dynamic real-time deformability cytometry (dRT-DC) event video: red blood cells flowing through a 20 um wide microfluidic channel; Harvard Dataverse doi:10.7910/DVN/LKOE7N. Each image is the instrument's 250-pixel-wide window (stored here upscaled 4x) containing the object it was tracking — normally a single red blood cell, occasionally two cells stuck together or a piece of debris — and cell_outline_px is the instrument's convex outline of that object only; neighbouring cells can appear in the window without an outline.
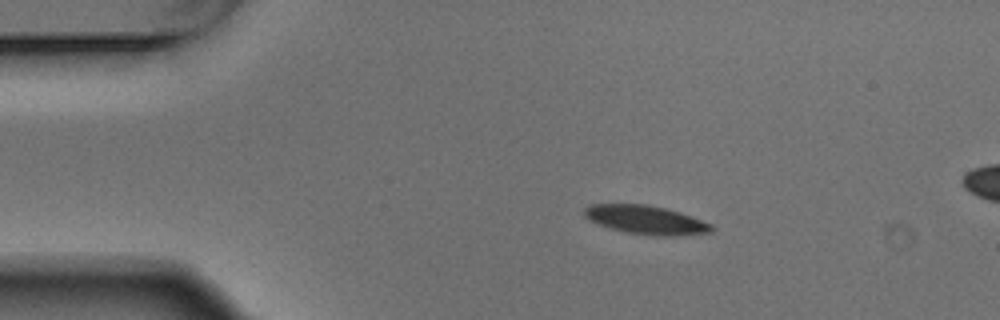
{"species": "Egyptian fruit bat (a non-hibernating species)", "species_latin": "Rousettus aegyptiacus", "temperature_condition": "warm", "stored_images_in_passage": 5, "camera_frame_rate_fps": 3000, "um_per_image_px": 0.085, "animal": {"sex": "male"}, "frame": {"image": 1, "passage_image": 1, "time_ms": 0.0, "image_size_px": [1000, 320], "cell_outline_px": [[712, 232], [672, 236], [652, 236], [628, 232], [612, 228], [600, 224], [584, 216], [584, 208], [588, 204], [648, 204], [680, 212], [712, 224]], "centroid_in_image_um": [54.91, 18.68], "position_along_channel_um": 30.1, "area_um2": 21.04}}
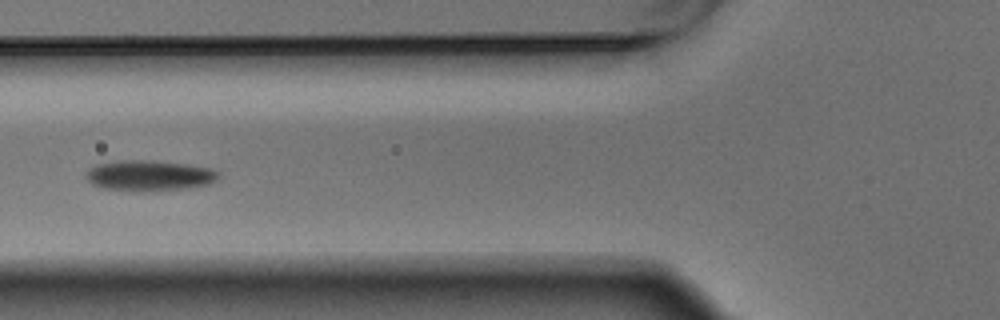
{"frame": {"image": 2, "passage_image": 4, "time_ms": 1.0, "image_size_px": [1000, 320], "cell_outline_px": [[220, 176], [216, 180], [208, 184], [188, 188], [140, 192], [136, 192], [104, 188], [92, 184], [88, 180], [88, 168], [96, 164], [120, 160], [152, 160], [188, 164], [212, 168], [220, 172]], "centroid_in_image_um": [12.72, 14.92], "position_along_channel_um": 113.1, "area_um2": 23.87}}
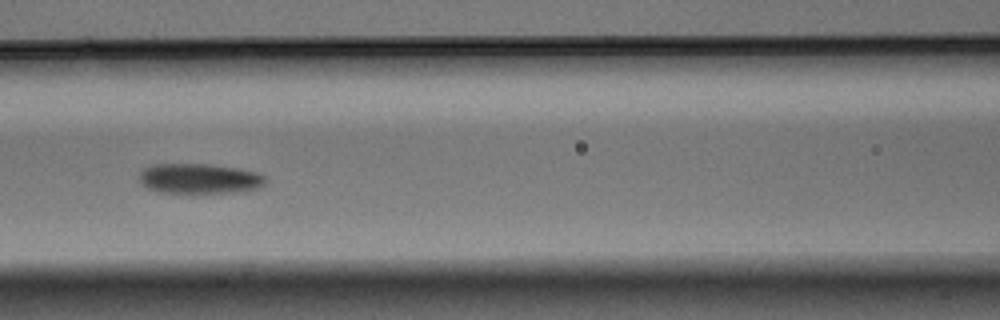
{"frame": {"image": 3, "passage_image": 5, "time_ms": 1.333, "image_size_px": [1000, 320], "cell_outline_px": [[264, 184], [256, 188], [244, 192], [196, 196], [160, 192], [148, 188], [140, 184], [140, 172], [144, 168], [152, 164], [208, 164], [240, 168], [256, 172], [264, 176]], "centroid_in_image_um": [16.93, 15.23], "position_along_channel_um": 149.7, "area_um2": 23.24}}